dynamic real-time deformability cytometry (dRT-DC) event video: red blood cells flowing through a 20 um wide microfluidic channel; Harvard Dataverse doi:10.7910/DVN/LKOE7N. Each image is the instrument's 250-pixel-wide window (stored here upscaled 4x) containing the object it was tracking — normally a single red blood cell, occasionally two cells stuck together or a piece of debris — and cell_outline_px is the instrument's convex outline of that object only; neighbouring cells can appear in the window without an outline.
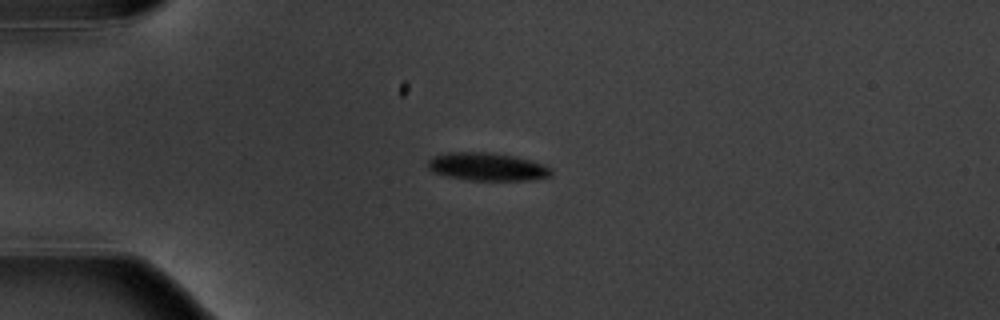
{"species": "common noctule bat (a hibernating species)", "species_latin": "Nyctalus noctula", "temperature_condition": "warm", "stored_images_in_passage": 2, "camera_frame_rate_fps": 3000, "um_per_image_px": 0.085, "animal": {"sex": "male", "body_mass_g": 20.1, "forearm_length_mm": 53.5}, "frame": {"image": 1, "passage_image": 1, "time_ms": 0.0, "image_size_px": [1000, 320], "cell_outline_px": [[552, 176], [536, 180], [468, 180], [448, 176], [432, 172], [428, 168], [428, 160], [432, 156], [448, 152], [488, 152], [512, 156], [548, 164], [552, 168]], "centroid_in_image_um": [41.46, 14.17], "position_along_channel_um": 43.5, "area_um2": 20.35}}